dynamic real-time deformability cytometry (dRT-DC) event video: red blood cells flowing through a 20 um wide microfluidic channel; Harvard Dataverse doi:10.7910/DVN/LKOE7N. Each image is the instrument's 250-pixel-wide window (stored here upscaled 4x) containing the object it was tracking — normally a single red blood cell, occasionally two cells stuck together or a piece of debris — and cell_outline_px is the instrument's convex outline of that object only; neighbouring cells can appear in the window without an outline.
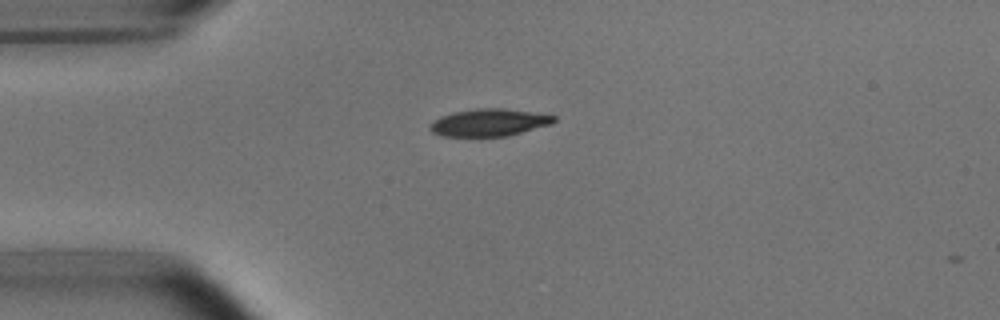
{"species": "common noctule bat (a hibernating species)", "species_latin": "Nyctalus noctula", "temperature_condition": "room temperature", "stored_images_in_passage": 4, "camera_frame_rate_fps": 3000, "um_per_image_px": 0.085, "animal": {"sex": "male", "body_mass_g": 15.6}, "frame": {"image": 1, "passage_image": 1, "time_ms": 0.0, "image_size_px": [1000, 320], "cell_outline_px": [[556, 120], [552, 124], [508, 136], [440, 136], [432, 132], [428, 128], [436, 120], [452, 112], [480, 108], [500, 108], [556, 116]], "centroid_in_image_um": [41.58, 10.42], "position_along_channel_um": 43.4, "area_um2": 19.42}}